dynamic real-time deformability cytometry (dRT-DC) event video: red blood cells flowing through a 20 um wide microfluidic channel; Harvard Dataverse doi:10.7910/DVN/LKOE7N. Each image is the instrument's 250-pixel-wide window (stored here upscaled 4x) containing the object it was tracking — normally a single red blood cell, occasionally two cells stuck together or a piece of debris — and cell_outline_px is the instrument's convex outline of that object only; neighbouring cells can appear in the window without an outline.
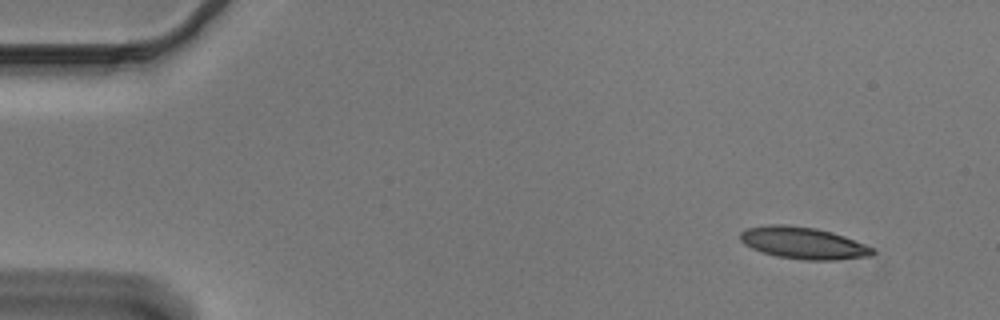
{"species": "Egyptian fruit bat (a non-hibernating species)", "species_latin": "Rousettus aegyptiacus", "temperature_condition": "cold", "stored_images_in_passage": 10, "camera_frame_rate_fps": 3000, "um_per_image_px": 0.085, "animal": {"sex": "male"}, "frame": {"image": 1, "passage_image": 1, "time_ms": 0.0, "image_size_px": [1000, 320], "cell_outline_px": [[876, 252], [872, 256], [836, 260], [804, 260], [776, 256], [760, 252], [744, 244], [740, 240], [740, 232], [748, 228], [768, 224], [784, 224], [816, 228], [832, 232], [844, 236], [864, 244], [872, 248]], "centroid_in_image_um": [68.26, 20.66], "position_along_channel_um": 16.7, "area_um2": 24.68}}